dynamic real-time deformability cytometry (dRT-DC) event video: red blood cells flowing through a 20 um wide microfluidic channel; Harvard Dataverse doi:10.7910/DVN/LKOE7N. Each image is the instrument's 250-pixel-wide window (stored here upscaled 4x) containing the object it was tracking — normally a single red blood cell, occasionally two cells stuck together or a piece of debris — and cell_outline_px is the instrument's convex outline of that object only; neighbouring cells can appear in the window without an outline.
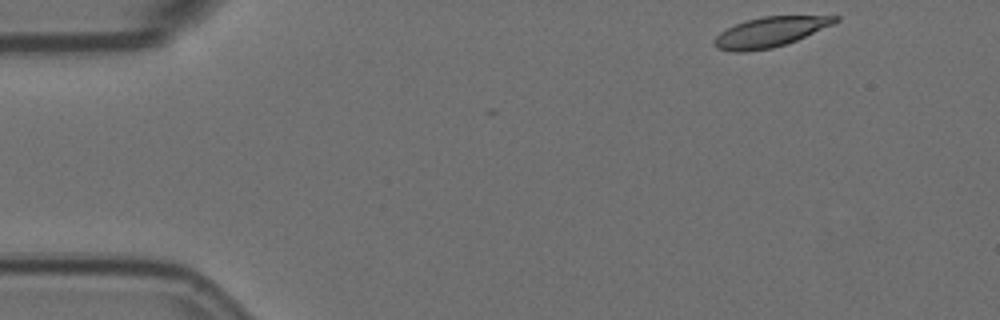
{"species": "Egyptian fruit bat (a non-hibernating species)", "species_latin": "Rousettus aegyptiacus", "temperature_condition": "room temperature", "stored_images_in_passage": 3, "camera_frame_rate_fps": 3000, "um_per_image_px": 0.085, "animal": {"sex": "female"}, "frame": {"image": 1, "passage_image": 1, "time_ms": 0.0, "image_size_px": [1000, 320], "cell_outline_px": [[840, 20], [832, 24], [796, 40], [772, 48], [744, 52], [732, 52], [716, 48], [712, 44], [712, 40], [720, 32], [744, 20], [764, 16], [840, 16]], "centroid_in_image_um": [65.38, 2.72], "position_along_channel_um": 19.6, "area_um2": 20.98}}